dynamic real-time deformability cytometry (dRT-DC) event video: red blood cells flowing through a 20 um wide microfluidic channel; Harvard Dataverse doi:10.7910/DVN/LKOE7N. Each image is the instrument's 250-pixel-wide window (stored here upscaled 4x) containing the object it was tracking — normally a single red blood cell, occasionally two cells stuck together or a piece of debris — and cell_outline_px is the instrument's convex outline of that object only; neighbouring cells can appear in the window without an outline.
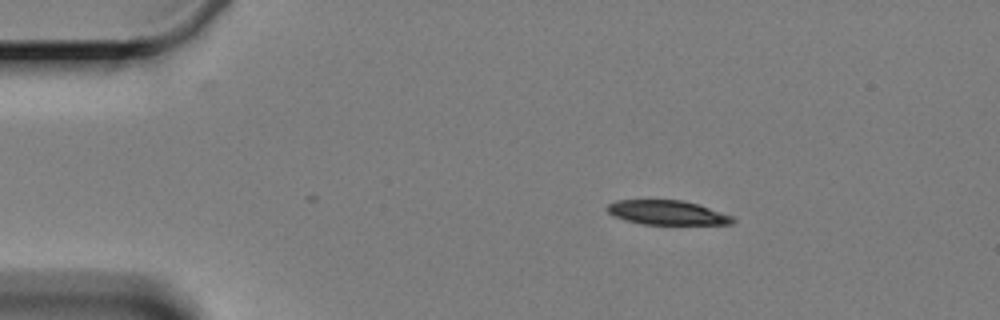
{"species": "Egyptian fruit bat (a non-hibernating species)", "species_latin": "Rousettus aegyptiacus", "temperature_condition": "cold", "stored_images_in_passage": 2, "camera_frame_rate_fps": 3000, "um_per_image_px": 0.085, "animal": {"sex": "female"}, "frame": {"image": 1, "passage_image": 2, "time_ms": 2.0, "image_size_px": [1000, 320], "cell_outline_px": [[736, 220], [732, 224], [644, 224], [624, 220], [608, 212], [604, 208], [608, 204], [616, 200], [680, 200], [696, 204], [732, 216]], "centroid_in_image_um": [56.66, 18.07], "position_along_channel_um": 28.3, "area_um2": 17.57}}